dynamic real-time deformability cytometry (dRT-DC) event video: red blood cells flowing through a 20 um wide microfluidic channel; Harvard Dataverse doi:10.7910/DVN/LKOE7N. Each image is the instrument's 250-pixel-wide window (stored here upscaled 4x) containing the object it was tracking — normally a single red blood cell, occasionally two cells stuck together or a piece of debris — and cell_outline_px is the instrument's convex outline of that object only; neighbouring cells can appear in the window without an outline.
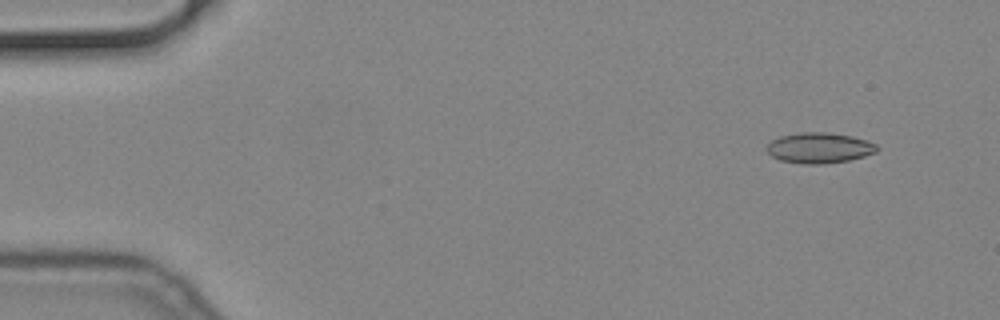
{"species": "common noctule bat (a hibernating species)", "species_latin": "Nyctalus noctula", "temperature_condition": "cold", "stored_images_in_passage": 57, "camera_frame_rate_fps": 3000, "um_per_image_px": 0.085, "animal": {"sex": "male", "body_mass_g": 19.2, "forearm_length_mm": 51.8}, "frame": {"image": 1, "passage_image": 5, "time_ms": 1.333, "image_size_px": [1000, 320], "cell_outline_px": [[880, 148], [876, 152], [864, 156], [848, 160], [824, 164], [804, 164], [780, 160], [772, 156], [764, 148], [772, 140], [780, 136], [800, 132], [824, 132], [852, 136], [876, 144]], "centroid_in_image_um": [69.62, 12.57], "position_along_channel_um": 15.4, "area_um2": 19.59}}
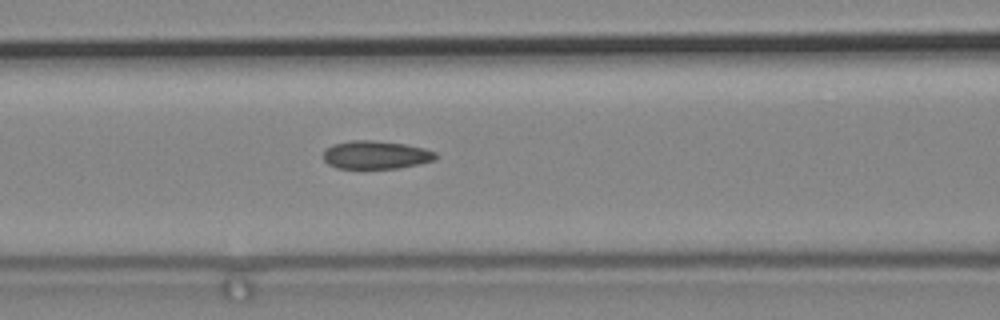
{"frame": {"image": 2, "passage_image": 24, "time_ms": 7.667, "image_size_px": [1000, 320], "cell_outline_px": [[440, 156], [436, 160], [420, 164], [400, 168], [336, 168], [328, 164], [324, 160], [324, 148], [332, 144], [352, 140], [372, 140], [404, 144], [424, 148], [436, 152]], "centroid_in_image_um": [31.97, 13.16], "position_along_channel_um": 134.6, "area_um2": 18.67}}
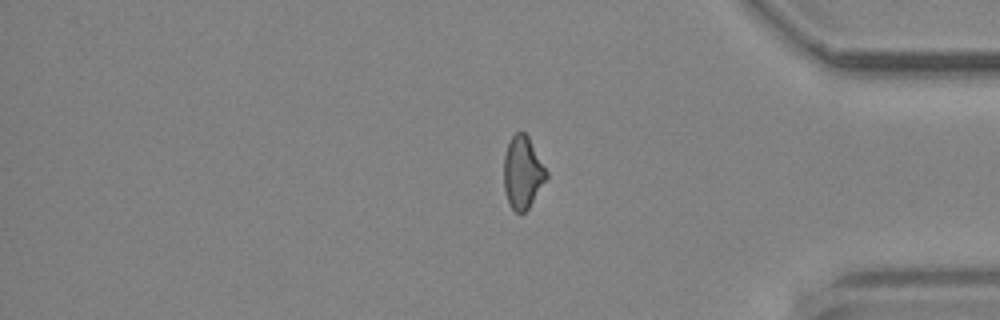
{"frame": {"image": 3, "passage_image": 47, "time_ms": 15.333, "image_size_px": [1000, 320], "cell_outline_px": [[548, 176], [528, 208], [524, 212], [516, 212], [508, 204], [504, 188], [504, 156], [508, 140], [516, 132], [524, 132], [528, 136], [548, 172]], "centroid_in_image_um": [44.41, 14.64], "position_along_channel_um": 390.8, "area_um2": 17.86}}